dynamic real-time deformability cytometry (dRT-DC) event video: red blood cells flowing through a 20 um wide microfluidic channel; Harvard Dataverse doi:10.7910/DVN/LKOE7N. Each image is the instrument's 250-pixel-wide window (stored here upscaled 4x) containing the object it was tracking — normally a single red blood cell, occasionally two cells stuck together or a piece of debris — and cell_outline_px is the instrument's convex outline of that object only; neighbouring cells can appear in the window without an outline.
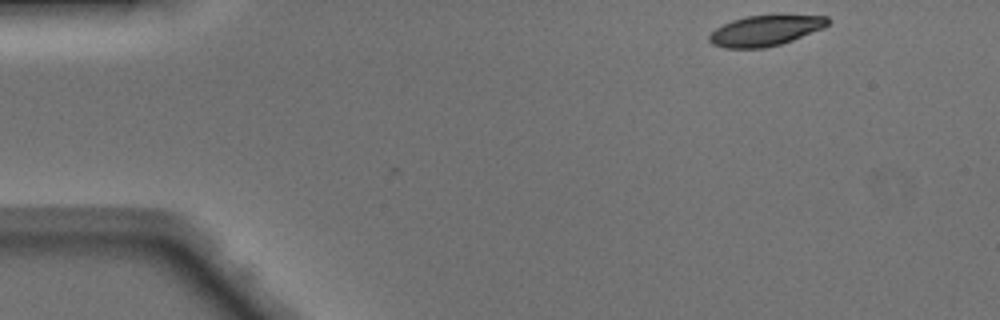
{"species": "Egyptian fruit bat (a non-hibernating species)", "species_latin": "Rousettus aegyptiacus", "temperature_condition": "warm", "stored_images_in_passage": 3, "camera_frame_rate_fps": 3000, "um_per_image_px": 0.085, "animal": {"sex": "male"}, "frame": {"image": 1, "passage_image": 1, "time_ms": 0.0, "image_size_px": [1000, 320], "cell_outline_px": [[828, 24], [824, 28], [792, 40], [780, 44], [764, 48], [724, 48], [712, 44], [708, 40], [708, 36], [716, 28], [732, 20], [744, 16], [828, 16]], "centroid_in_image_um": [65.01, 2.62], "position_along_channel_um": 20.0, "area_um2": 20.75}}